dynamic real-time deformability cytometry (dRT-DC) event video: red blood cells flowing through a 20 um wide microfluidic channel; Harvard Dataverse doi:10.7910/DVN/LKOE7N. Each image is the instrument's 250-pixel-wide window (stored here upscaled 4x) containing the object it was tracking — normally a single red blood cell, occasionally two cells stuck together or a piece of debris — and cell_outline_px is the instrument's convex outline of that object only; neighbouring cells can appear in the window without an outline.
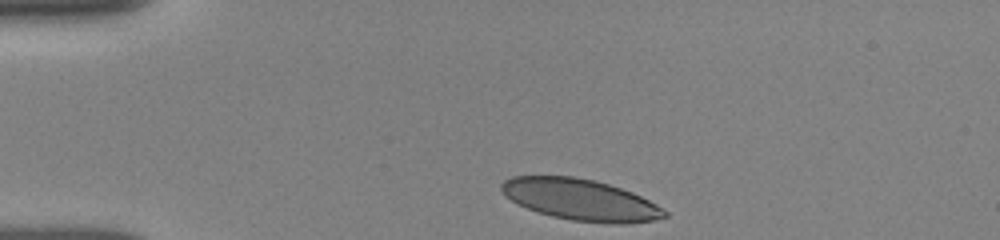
{"species": "human", "species_latin": "Homo sapiens", "temperature_condition": "room temperature", "stored_images_in_passage": 11, "camera_frame_rate_fps": 3000, "um_per_image_px": 0.085, "donor": {"sex": "female"}, "frame": {"image": 1, "passage_image": 1, "time_ms": 0.0, "image_size_px": [1000, 240], "cell_outline_px": [[668, 216], [656, 220], [624, 224], [616, 224], [572, 220], [552, 216], [528, 208], [512, 200], [500, 188], [500, 184], [504, 180], [512, 176], [572, 176], [592, 180], [608, 184], [632, 192], [656, 204], [668, 212]], "centroid_in_image_um": [49.38, 16.98], "position_along_channel_um": 35.6, "area_um2": 38.84}}